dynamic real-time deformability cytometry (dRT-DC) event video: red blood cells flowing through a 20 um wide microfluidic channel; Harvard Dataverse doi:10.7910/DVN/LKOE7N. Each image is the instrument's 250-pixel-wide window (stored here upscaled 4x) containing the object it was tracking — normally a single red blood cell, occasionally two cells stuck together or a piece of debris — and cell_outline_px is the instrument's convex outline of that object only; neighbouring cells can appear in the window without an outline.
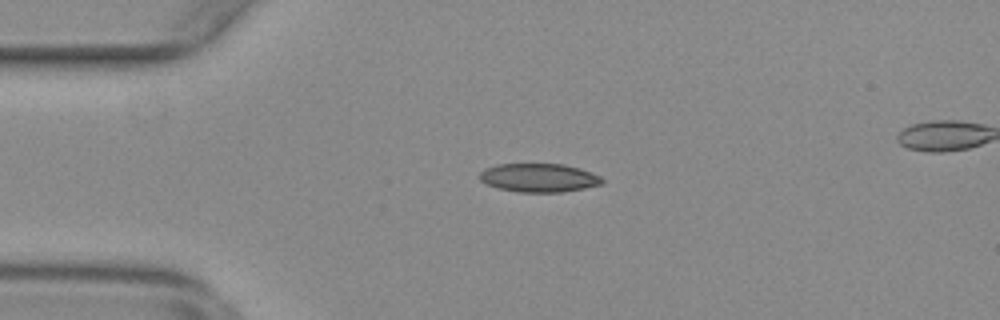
{"species": "common noctule bat (a hibernating species)", "species_latin": "Nyctalus noctula", "temperature_condition": "warm", "stored_images_in_passage": 54, "camera_frame_rate_fps": 3000, "um_per_image_px": 0.085, "animal": {"sex": "female", "body_mass_g": 29.2, "forearm_length_mm": 56.3}, "frame": {"image": 1, "passage_image": 13, "time_ms": 4.0, "image_size_px": [1000, 320], "cell_outline_px": [[604, 180], [600, 184], [584, 188], [560, 192], [520, 192], [500, 188], [488, 184], [480, 180], [480, 172], [484, 168], [496, 164], [564, 164], [580, 168], [600, 176]], "centroid_in_image_um": [45.8, 15.1], "position_along_channel_um": 39.2, "area_um2": 20.23}}
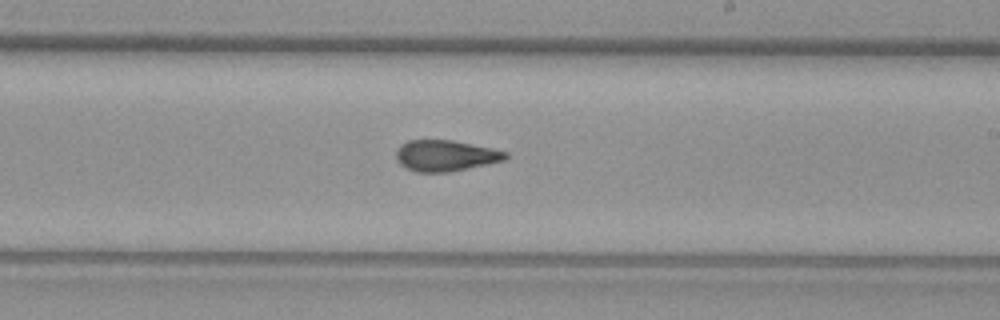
{"frame": {"image": 2, "passage_image": 32, "time_ms": 10.333, "image_size_px": [1000, 320], "cell_outline_px": [[508, 156], [504, 160], [448, 172], [416, 172], [404, 168], [396, 160], [396, 148], [400, 144], [408, 140], [452, 140], [492, 148], [508, 152]], "centroid_in_image_um": [37.81, 13.22], "position_along_channel_um": 251.2, "area_um2": 19.83}}
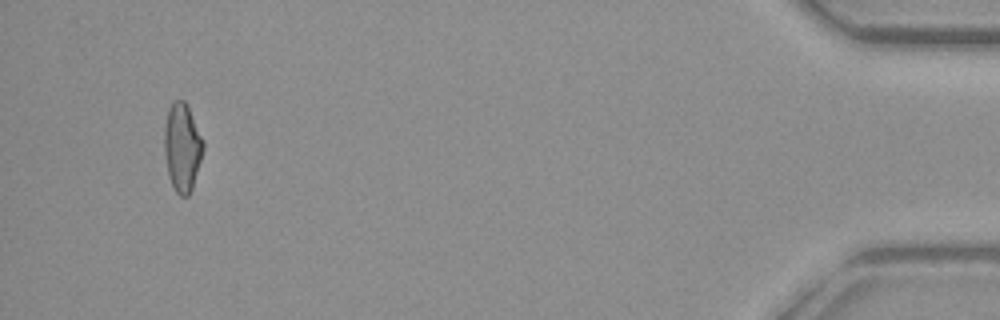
{"frame": {"image": 3, "passage_image": 52, "time_ms": 17.0, "image_size_px": [1000, 320], "cell_outline_px": [[204, 148], [192, 188], [188, 196], [180, 196], [176, 192], [168, 176], [164, 152], [164, 128], [168, 108], [176, 100], [184, 100], [204, 140]], "centroid_in_image_um": [15.48, 12.53], "position_along_channel_um": 419.7, "area_um2": 19.88}}